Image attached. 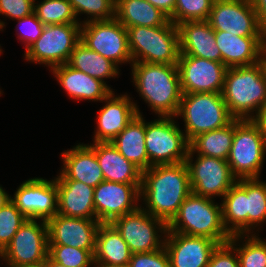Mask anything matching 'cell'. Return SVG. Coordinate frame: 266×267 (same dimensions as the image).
<instances>
[{
  "label": "cell",
  "instance_id": "obj_1",
  "mask_svg": "<svg viewBox=\"0 0 266 267\" xmlns=\"http://www.w3.org/2000/svg\"><path fill=\"white\" fill-rule=\"evenodd\" d=\"M192 193L185 162L151 166L142 172L140 199L143 210L168 224L183 201Z\"/></svg>",
  "mask_w": 266,
  "mask_h": 267
},
{
  "label": "cell",
  "instance_id": "obj_2",
  "mask_svg": "<svg viewBox=\"0 0 266 267\" xmlns=\"http://www.w3.org/2000/svg\"><path fill=\"white\" fill-rule=\"evenodd\" d=\"M133 83L158 117H176L182 97L177 65L132 62Z\"/></svg>",
  "mask_w": 266,
  "mask_h": 267
},
{
  "label": "cell",
  "instance_id": "obj_3",
  "mask_svg": "<svg viewBox=\"0 0 266 267\" xmlns=\"http://www.w3.org/2000/svg\"><path fill=\"white\" fill-rule=\"evenodd\" d=\"M222 201L223 225L231 236L249 234L252 228L254 230L266 220L265 181L258 178L237 179Z\"/></svg>",
  "mask_w": 266,
  "mask_h": 267
},
{
  "label": "cell",
  "instance_id": "obj_4",
  "mask_svg": "<svg viewBox=\"0 0 266 267\" xmlns=\"http://www.w3.org/2000/svg\"><path fill=\"white\" fill-rule=\"evenodd\" d=\"M221 95L235 119H253L252 112L257 115L266 104V82L260 63L228 68Z\"/></svg>",
  "mask_w": 266,
  "mask_h": 267
},
{
  "label": "cell",
  "instance_id": "obj_5",
  "mask_svg": "<svg viewBox=\"0 0 266 267\" xmlns=\"http://www.w3.org/2000/svg\"><path fill=\"white\" fill-rule=\"evenodd\" d=\"M167 231L207 237L218 244L231 238L223 225L221 204L193 193L183 201L177 214L167 224Z\"/></svg>",
  "mask_w": 266,
  "mask_h": 267
},
{
  "label": "cell",
  "instance_id": "obj_6",
  "mask_svg": "<svg viewBox=\"0 0 266 267\" xmlns=\"http://www.w3.org/2000/svg\"><path fill=\"white\" fill-rule=\"evenodd\" d=\"M132 62L177 65L180 55L178 25L126 28ZM141 57V58H140Z\"/></svg>",
  "mask_w": 266,
  "mask_h": 267
},
{
  "label": "cell",
  "instance_id": "obj_7",
  "mask_svg": "<svg viewBox=\"0 0 266 267\" xmlns=\"http://www.w3.org/2000/svg\"><path fill=\"white\" fill-rule=\"evenodd\" d=\"M177 116L184 119L189 143L198 135L223 128L235 119L221 93L182 94Z\"/></svg>",
  "mask_w": 266,
  "mask_h": 267
},
{
  "label": "cell",
  "instance_id": "obj_8",
  "mask_svg": "<svg viewBox=\"0 0 266 267\" xmlns=\"http://www.w3.org/2000/svg\"><path fill=\"white\" fill-rule=\"evenodd\" d=\"M266 153V139L252 120L235 119V133L227 159L237 179L259 178Z\"/></svg>",
  "mask_w": 266,
  "mask_h": 267
},
{
  "label": "cell",
  "instance_id": "obj_9",
  "mask_svg": "<svg viewBox=\"0 0 266 267\" xmlns=\"http://www.w3.org/2000/svg\"><path fill=\"white\" fill-rule=\"evenodd\" d=\"M173 117H160L145 123V146L149 168L185 162L190 143Z\"/></svg>",
  "mask_w": 266,
  "mask_h": 267
},
{
  "label": "cell",
  "instance_id": "obj_10",
  "mask_svg": "<svg viewBox=\"0 0 266 267\" xmlns=\"http://www.w3.org/2000/svg\"><path fill=\"white\" fill-rule=\"evenodd\" d=\"M80 41L81 22L45 25L40 37L26 50L25 59L51 68L63 65Z\"/></svg>",
  "mask_w": 266,
  "mask_h": 267
},
{
  "label": "cell",
  "instance_id": "obj_11",
  "mask_svg": "<svg viewBox=\"0 0 266 267\" xmlns=\"http://www.w3.org/2000/svg\"><path fill=\"white\" fill-rule=\"evenodd\" d=\"M81 42L117 66L132 63L126 27L116 18L82 23Z\"/></svg>",
  "mask_w": 266,
  "mask_h": 267
},
{
  "label": "cell",
  "instance_id": "obj_12",
  "mask_svg": "<svg viewBox=\"0 0 266 267\" xmlns=\"http://www.w3.org/2000/svg\"><path fill=\"white\" fill-rule=\"evenodd\" d=\"M193 155L189 149L185 159L193 194L211 199L223 197L237 182L227 160L197 155L193 163Z\"/></svg>",
  "mask_w": 266,
  "mask_h": 267
},
{
  "label": "cell",
  "instance_id": "obj_13",
  "mask_svg": "<svg viewBox=\"0 0 266 267\" xmlns=\"http://www.w3.org/2000/svg\"><path fill=\"white\" fill-rule=\"evenodd\" d=\"M2 253L9 267L44 264L48 256L47 221L38 224L37 219L27 218Z\"/></svg>",
  "mask_w": 266,
  "mask_h": 267
},
{
  "label": "cell",
  "instance_id": "obj_14",
  "mask_svg": "<svg viewBox=\"0 0 266 267\" xmlns=\"http://www.w3.org/2000/svg\"><path fill=\"white\" fill-rule=\"evenodd\" d=\"M111 224L121 234L132 254L156 251L164 246V239L161 240L158 231L165 235L167 224L143 210L142 206L115 218Z\"/></svg>",
  "mask_w": 266,
  "mask_h": 267
},
{
  "label": "cell",
  "instance_id": "obj_15",
  "mask_svg": "<svg viewBox=\"0 0 266 267\" xmlns=\"http://www.w3.org/2000/svg\"><path fill=\"white\" fill-rule=\"evenodd\" d=\"M214 31L263 37V26L251 0H215L207 20Z\"/></svg>",
  "mask_w": 266,
  "mask_h": 267
},
{
  "label": "cell",
  "instance_id": "obj_16",
  "mask_svg": "<svg viewBox=\"0 0 266 267\" xmlns=\"http://www.w3.org/2000/svg\"><path fill=\"white\" fill-rule=\"evenodd\" d=\"M177 66L182 94L222 93L228 69L222 62L179 55Z\"/></svg>",
  "mask_w": 266,
  "mask_h": 267
},
{
  "label": "cell",
  "instance_id": "obj_17",
  "mask_svg": "<svg viewBox=\"0 0 266 267\" xmlns=\"http://www.w3.org/2000/svg\"><path fill=\"white\" fill-rule=\"evenodd\" d=\"M141 184L102 181L94 188L93 202L96 219L111 223L115 218L136 210Z\"/></svg>",
  "mask_w": 266,
  "mask_h": 267
},
{
  "label": "cell",
  "instance_id": "obj_18",
  "mask_svg": "<svg viewBox=\"0 0 266 267\" xmlns=\"http://www.w3.org/2000/svg\"><path fill=\"white\" fill-rule=\"evenodd\" d=\"M10 200L28 219L48 221L57 214V184L31 178L23 182Z\"/></svg>",
  "mask_w": 266,
  "mask_h": 267
},
{
  "label": "cell",
  "instance_id": "obj_19",
  "mask_svg": "<svg viewBox=\"0 0 266 267\" xmlns=\"http://www.w3.org/2000/svg\"><path fill=\"white\" fill-rule=\"evenodd\" d=\"M101 222L97 219H84L54 215L47 221L48 245H64L88 250L93 256L96 236Z\"/></svg>",
  "mask_w": 266,
  "mask_h": 267
},
{
  "label": "cell",
  "instance_id": "obj_20",
  "mask_svg": "<svg viewBox=\"0 0 266 267\" xmlns=\"http://www.w3.org/2000/svg\"><path fill=\"white\" fill-rule=\"evenodd\" d=\"M164 247L170 267H207L210 256L218 243L202 236H190L167 231Z\"/></svg>",
  "mask_w": 266,
  "mask_h": 267
},
{
  "label": "cell",
  "instance_id": "obj_21",
  "mask_svg": "<svg viewBox=\"0 0 266 267\" xmlns=\"http://www.w3.org/2000/svg\"><path fill=\"white\" fill-rule=\"evenodd\" d=\"M130 99L127 94L116 97L112 91L103 100L106 105L99 111L93 143L112 142L137 114L142 115L137 105Z\"/></svg>",
  "mask_w": 266,
  "mask_h": 267
},
{
  "label": "cell",
  "instance_id": "obj_22",
  "mask_svg": "<svg viewBox=\"0 0 266 267\" xmlns=\"http://www.w3.org/2000/svg\"><path fill=\"white\" fill-rule=\"evenodd\" d=\"M215 43L227 68L255 65L266 50L264 37H242L227 31H215Z\"/></svg>",
  "mask_w": 266,
  "mask_h": 267
},
{
  "label": "cell",
  "instance_id": "obj_23",
  "mask_svg": "<svg viewBox=\"0 0 266 267\" xmlns=\"http://www.w3.org/2000/svg\"><path fill=\"white\" fill-rule=\"evenodd\" d=\"M63 168L58 180H77L95 188L104 181L94 149L90 145L78 144L61 154Z\"/></svg>",
  "mask_w": 266,
  "mask_h": 267
},
{
  "label": "cell",
  "instance_id": "obj_24",
  "mask_svg": "<svg viewBox=\"0 0 266 267\" xmlns=\"http://www.w3.org/2000/svg\"><path fill=\"white\" fill-rule=\"evenodd\" d=\"M180 55H190L222 62L221 51L215 43V31L207 20L178 24Z\"/></svg>",
  "mask_w": 266,
  "mask_h": 267
},
{
  "label": "cell",
  "instance_id": "obj_25",
  "mask_svg": "<svg viewBox=\"0 0 266 267\" xmlns=\"http://www.w3.org/2000/svg\"><path fill=\"white\" fill-rule=\"evenodd\" d=\"M57 214L84 219H96L94 188L77 180H58Z\"/></svg>",
  "mask_w": 266,
  "mask_h": 267
},
{
  "label": "cell",
  "instance_id": "obj_26",
  "mask_svg": "<svg viewBox=\"0 0 266 267\" xmlns=\"http://www.w3.org/2000/svg\"><path fill=\"white\" fill-rule=\"evenodd\" d=\"M60 86L75 100L103 101L112 89L99 79L73 69L67 63L51 69Z\"/></svg>",
  "mask_w": 266,
  "mask_h": 267
},
{
  "label": "cell",
  "instance_id": "obj_27",
  "mask_svg": "<svg viewBox=\"0 0 266 267\" xmlns=\"http://www.w3.org/2000/svg\"><path fill=\"white\" fill-rule=\"evenodd\" d=\"M90 146L95 151L106 181L141 184L142 171L127 160L111 142H97Z\"/></svg>",
  "mask_w": 266,
  "mask_h": 267
},
{
  "label": "cell",
  "instance_id": "obj_28",
  "mask_svg": "<svg viewBox=\"0 0 266 267\" xmlns=\"http://www.w3.org/2000/svg\"><path fill=\"white\" fill-rule=\"evenodd\" d=\"M145 122L142 115L137 114L125 130L111 142L127 160L142 172L149 169L145 146Z\"/></svg>",
  "mask_w": 266,
  "mask_h": 267
},
{
  "label": "cell",
  "instance_id": "obj_29",
  "mask_svg": "<svg viewBox=\"0 0 266 267\" xmlns=\"http://www.w3.org/2000/svg\"><path fill=\"white\" fill-rule=\"evenodd\" d=\"M115 18L126 28L167 25L170 18L146 0H115Z\"/></svg>",
  "mask_w": 266,
  "mask_h": 267
},
{
  "label": "cell",
  "instance_id": "obj_30",
  "mask_svg": "<svg viewBox=\"0 0 266 267\" xmlns=\"http://www.w3.org/2000/svg\"><path fill=\"white\" fill-rule=\"evenodd\" d=\"M131 255L117 229L111 223H101L96 236L94 263L129 265Z\"/></svg>",
  "mask_w": 266,
  "mask_h": 267
},
{
  "label": "cell",
  "instance_id": "obj_31",
  "mask_svg": "<svg viewBox=\"0 0 266 267\" xmlns=\"http://www.w3.org/2000/svg\"><path fill=\"white\" fill-rule=\"evenodd\" d=\"M67 64L73 69L101 80L105 84V78H113L119 75V68L115 63L91 50L81 41L72 51Z\"/></svg>",
  "mask_w": 266,
  "mask_h": 267
},
{
  "label": "cell",
  "instance_id": "obj_32",
  "mask_svg": "<svg viewBox=\"0 0 266 267\" xmlns=\"http://www.w3.org/2000/svg\"><path fill=\"white\" fill-rule=\"evenodd\" d=\"M235 133V119L223 128L202 133L190 142L189 149L198 155L227 160Z\"/></svg>",
  "mask_w": 266,
  "mask_h": 267
},
{
  "label": "cell",
  "instance_id": "obj_33",
  "mask_svg": "<svg viewBox=\"0 0 266 267\" xmlns=\"http://www.w3.org/2000/svg\"><path fill=\"white\" fill-rule=\"evenodd\" d=\"M241 238L246 239L245 243L237 247L236 242ZM228 242L236 249L240 267H266V241L255 234L251 237L248 234H237L232 235Z\"/></svg>",
  "mask_w": 266,
  "mask_h": 267
},
{
  "label": "cell",
  "instance_id": "obj_34",
  "mask_svg": "<svg viewBox=\"0 0 266 267\" xmlns=\"http://www.w3.org/2000/svg\"><path fill=\"white\" fill-rule=\"evenodd\" d=\"M34 13L44 25L79 23L68 0H43Z\"/></svg>",
  "mask_w": 266,
  "mask_h": 267
},
{
  "label": "cell",
  "instance_id": "obj_35",
  "mask_svg": "<svg viewBox=\"0 0 266 267\" xmlns=\"http://www.w3.org/2000/svg\"><path fill=\"white\" fill-rule=\"evenodd\" d=\"M215 0H176L173 23L208 20Z\"/></svg>",
  "mask_w": 266,
  "mask_h": 267
},
{
  "label": "cell",
  "instance_id": "obj_36",
  "mask_svg": "<svg viewBox=\"0 0 266 267\" xmlns=\"http://www.w3.org/2000/svg\"><path fill=\"white\" fill-rule=\"evenodd\" d=\"M26 219L27 217L11 200L0 208V250L2 252Z\"/></svg>",
  "mask_w": 266,
  "mask_h": 267
},
{
  "label": "cell",
  "instance_id": "obj_37",
  "mask_svg": "<svg viewBox=\"0 0 266 267\" xmlns=\"http://www.w3.org/2000/svg\"><path fill=\"white\" fill-rule=\"evenodd\" d=\"M48 256L67 267H89L94 263V256L88 250L68 245H48Z\"/></svg>",
  "mask_w": 266,
  "mask_h": 267
},
{
  "label": "cell",
  "instance_id": "obj_38",
  "mask_svg": "<svg viewBox=\"0 0 266 267\" xmlns=\"http://www.w3.org/2000/svg\"><path fill=\"white\" fill-rule=\"evenodd\" d=\"M77 18L78 14L90 15L83 21L111 20L115 18V0H68Z\"/></svg>",
  "mask_w": 266,
  "mask_h": 267
},
{
  "label": "cell",
  "instance_id": "obj_39",
  "mask_svg": "<svg viewBox=\"0 0 266 267\" xmlns=\"http://www.w3.org/2000/svg\"><path fill=\"white\" fill-rule=\"evenodd\" d=\"M129 267H170L165 247L151 252L133 253Z\"/></svg>",
  "mask_w": 266,
  "mask_h": 267
},
{
  "label": "cell",
  "instance_id": "obj_40",
  "mask_svg": "<svg viewBox=\"0 0 266 267\" xmlns=\"http://www.w3.org/2000/svg\"><path fill=\"white\" fill-rule=\"evenodd\" d=\"M207 267H240L236 249L229 242L218 244Z\"/></svg>",
  "mask_w": 266,
  "mask_h": 267
},
{
  "label": "cell",
  "instance_id": "obj_41",
  "mask_svg": "<svg viewBox=\"0 0 266 267\" xmlns=\"http://www.w3.org/2000/svg\"><path fill=\"white\" fill-rule=\"evenodd\" d=\"M35 0H0V15L15 20L34 12Z\"/></svg>",
  "mask_w": 266,
  "mask_h": 267
},
{
  "label": "cell",
  "instance_id": "obj_42",
  "mask_svg": "<svg viewBox=\"0 0 266 267\" xmlns=\"http://www.w3.org/2000/svg\"><path fill=\"white\" fill-rule=\"evenodd\" d=\"M19 24L26 25V28L23 31H19V37L26 43V50L34 43L42 34V31L45 25L36 17V14L33 12L28 16H25L21 19H18Z\"/></svg>",
  "mask_w": 266,
  "mask_h": 267
},
{
  "label": "cell",
  "instance_id": "obj_43",
  "mask_svg": "<svg viewBox=\"0 0 266 267\" xmlns=\"http://www.w3.org/2000/svg\"><path fill=\"white\" fill-rule=\"evenodd\" d=\"M164 14H166L170 21L173 22V13L176 5V0H146Z\"/></svg>",
  "mask_w": 266,
  "mask_h": 267
},
{
  "label": "cell",
  "instance_id": "obj_44",
  "mask_svg": "<svg viewBox=\"0 0 266 267\" xmlns=\"http://www.w3.org/2000/svg\"><path fill=\"white\" fill-rule=\"evenodd\" d=\"M262 26L266 24V0H251Z\"/></svg>",
  "mask_w": 266,
  "mask_h": 267
},
{
  "label": "cell",
  "instance_id": "obj_45",
  "mask_svg": "<svg viewBox=\"0 0 266 267\" xmlns=\"http://www.w3.org/2000/svg\"><path fill=\"white\" fill-rule=\"evenodd\" d=\"M252 120L258 125L266 139V104L259 110L257 115H254Z\"/></svg>",
  "mask_w": 266,
  "mask_h": 267
},
{
  "label": "cell",
  "instance_id": "obj_46",
  "mask_svg": "<svg viewBox=\"0 0 266 267\" xmlns=\"http://www.w3.org/2000/svg\"><path fill=\"white\" fill-rule=\"evenodd\" d=\"M11 196L0 186V208L3 207L9 200Z\"/></svg>",
  "mask_w": 266,
  "mask_h": 267
},
{
  "label": "cell",
  "instance_id": "obj_47",
  "mask_svg": "<svg viewBox=\"0 0 266 267\" xmlns=\"http://www.w3.org/2000/svg\"><path fill=\"white\" fill-rule=\"evenodd\" d=\"M259 63L261 65L262 73L266 82V50L261 54Z\"/></svg>",
  "mask_w": 266,
  "mask_h": 267
},
{
  "label": "cell",
  "instance_id": "obj_48",
  "mask_svg": "<svg viewBox=\"0 0 266 267\" xmlns=\"http://www.w3.org/2000/svg\"><path fill=\"white\" fill-rule=\"evenodd\" d=\"M45 267H67L53 261L49 256H47L46 261L44 262Z\"/></svg>",
  "mask_w": 266,
  "mask_h": 267
},
{
  "label": "cell",
  "instance_id": "obj_49",
  "mask_svg": "<svg viewBox=\"0 0 266 267\" xmlns=\"http://www.w3.org/2000/svg\"><path fill=\"white\" fill-rule=\"evenodd\" d=\"M94 267H129V265H118V264H106V263H93Z\"/></svg>",
  "mask_w": 266,
  "mask_h": 267
},
{
  "label": "cell",
  "instance_id": "obj_50",
  "mask_svg": "<svg viewBox=\"0 0 266 267\" xmlns=\"http://www.w3.org/2000/svg\"><path fill=\"white\" fill-rule=\"evenodd\" d=\"M263 37H264V42L266 46V24L263 26Z\"/></svg>",
  "mask_w": 266,
  "mask_h": 267
},
{
  "label": "cell",
  "instance_id": "obj_51",
  "mask_svg": "<svg viewBox=\"0 0 266 267\" xmlns=\"http://www.w3.org/2000/svg\"><path fill=\"white\" fill-rule=\"evenodd\" d=\"M4 23H5V22L0 21V29H2V28L5 26ZM1 51H2V50H1V48H0V54H1Z\"/></svg>",
  "mask_w": 266,
  "mask_h": 267
},
{
  "label": "cell",
  "instance_id": "obj_52",
  "mask_svg": "<svg viewBox=\"0 0 266 267\" xmlns=\"http://www.w3.org/2000/svg\"><path fill=\"white\" fill-rule=\"evenodd\" d=\"M24 267H45V264L37 265V266H24Z\"/></svg>",
  "mask_w": 266,
  "mask_h": 267
},
{
  "label": "cell",
  "instance_id": "obj_53",
  "mask_svg": "<svg viewBox=\"0 0 266 267\" xmlns=\"http://www.w3.org/2000/svg\"><path fill=\"white\" fill-rule=\"evenodd\" d=\"M0 258H3V253L1 250H0Z\"/></svg>",
  "mask_w": 266,
  "mask_h": 267
}]
</instances>
